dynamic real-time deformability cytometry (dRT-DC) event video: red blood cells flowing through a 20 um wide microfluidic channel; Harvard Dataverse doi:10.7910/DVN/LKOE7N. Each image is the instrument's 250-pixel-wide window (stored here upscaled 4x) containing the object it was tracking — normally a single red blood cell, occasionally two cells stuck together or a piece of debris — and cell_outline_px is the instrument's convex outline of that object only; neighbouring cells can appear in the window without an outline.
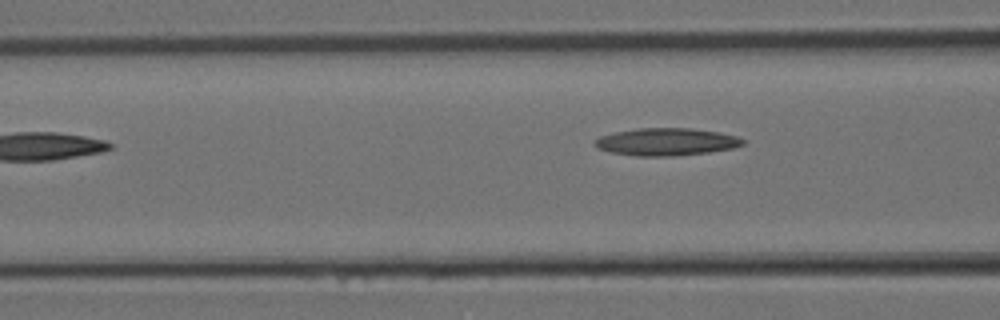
{"species": "Egyptian fruit bat (a non-hibernating species)", "species_latin": "Rousettus aegyptiacus", "temperature_condition": "room temperature", "stored_images_in_passage": 10, "segment_of_instrument_passage": [2, 2], "camera_frame_rate_fps": 3000, "um_per_image_px": 0.085, "animal": {"sex": "female"}, "frame": {"image": 1, "passage_image": 10, "time_ms": 3.0, "image_size_px": [1000, 320], "cell_outline_px": [[744, 144], [732, 148], [708, 152], [672, 156], [636, 156], [612, 152], [596, 148], [592, 144], [592, 140], [600, 136], [616, 132], [640, 128], [692, 128], [720, 132], [736, 136], [744, 140]], "centroid_in_image_um": [56.6, 12.05], "position_along_channel_um": 110.0, "area_um2": 23.7}}